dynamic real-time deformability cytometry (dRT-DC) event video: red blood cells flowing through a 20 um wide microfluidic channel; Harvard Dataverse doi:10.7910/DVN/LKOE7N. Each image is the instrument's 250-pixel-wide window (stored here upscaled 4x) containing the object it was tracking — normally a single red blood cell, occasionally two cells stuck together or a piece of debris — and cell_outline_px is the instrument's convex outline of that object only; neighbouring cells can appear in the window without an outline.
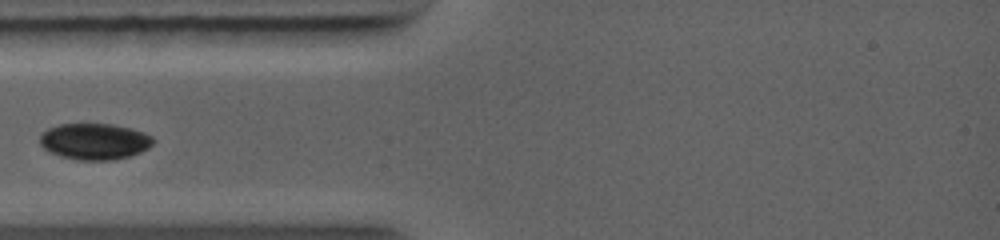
{"species": "common noctule bat (a hibernating species)", "species_latin": "Nyctalus noctula", "temperature_condition": "warm", "stored_images_in_passage": 30, "camera_frame_rate_fps": 5000, "um_per_image_px": 0.085, "animal": {"sex": "female", "body_mass_g": 19.0, "forearm_length_mm": 56.7}, "frame": {"image": 1, "passage_image": 1, "time_ms": 0.0, "image_size_px": [1000, 240], "cell_outline_px": [[156, 140], [148, 148], [140, 152], [116, 160], [76, 160], [60, 156], [48, 152], [40, 144], [40, 136], [48, 128], [60, 124], [112, 124], [132, 128], [144, 132], [152, 136]], "centroid_in_image_um": [8.05, 12.02], "position_along_channel_um": 77.0, "area_um2": 24.1}}
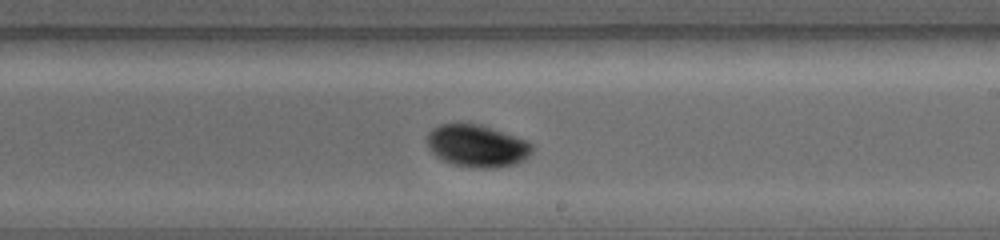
{"frame": {"image": 2, "passage_image": 18, "time_ms": 3.6, "image_size_px": [1000, 240], "cell_outline_px": [[532, 152], [524, 160], [516, 164], [496, 168], [476, 168], [452, 164], [440, 160], [428, 148], [428, 132], [432, 128], [440, 124], [460, 120], [480, 124], [528, 140], [532, 144]], "centroid_in_image_um": [40.52, 12.37], "position_along_channel_um": 248.5, "area_um2": 26.65}}
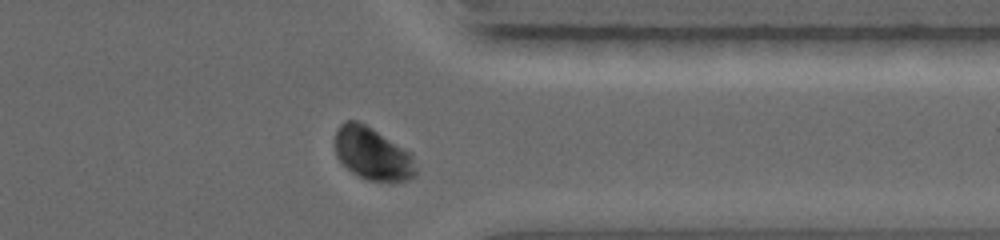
{"frame": {"image": 3, "passage_image": 30, "time_ms": 6.4, "image_size_px": [1000, 240], "cell_outline_px": [[416, 172], [408, 180], [368, 180], [356, 176], [336, 156], [336, 132], [340, 124], [344, 120], [356, 120], [372, 128], [412, 152], [416, 168]], "centroid_in_image_um": [31.67, 13.04], "position_along_channel_um": 379.7, "area_um2": 24.57}}